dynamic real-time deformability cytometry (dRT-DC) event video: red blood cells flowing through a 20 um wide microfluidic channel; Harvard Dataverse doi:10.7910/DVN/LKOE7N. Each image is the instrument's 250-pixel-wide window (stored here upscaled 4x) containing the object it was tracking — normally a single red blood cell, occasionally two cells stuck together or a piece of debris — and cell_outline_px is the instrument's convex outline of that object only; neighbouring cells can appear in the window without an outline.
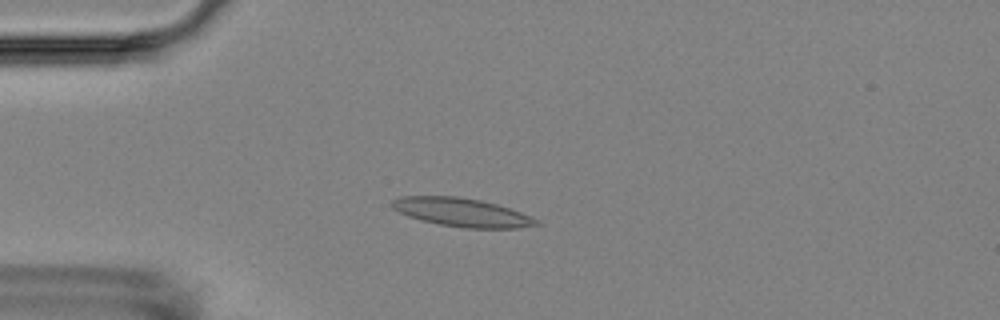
{"species": "Egyptian fruit bat (a non-hibernating species)", "species_latin": "Rousettus aegyptiacus", "temperature_condition": "room temperature", "stored_images_in_passage": 13, "camera_frame_rate_fps": 3000, "um_per_image_px": 0.085, "animal": {"sex": "female"}, "frame": {"image": 1, "passage_image": 3, "time_ms": 3.333, "image_size_px": [1000, 320], "cell_outline_px": [[544, 224], [520, 228], [464, 228], [440, 224], [420, 220], [408, 216], [392, 208], [388, 204], [392, 200], [400, 196], [456, 196], [480, 200], [496, 204], [520, 212], [540, 220]], "centroid_in_image_um": [39.26, 18.05], "position_along_channel_um": 45.7, "area_um2": 24.1}}
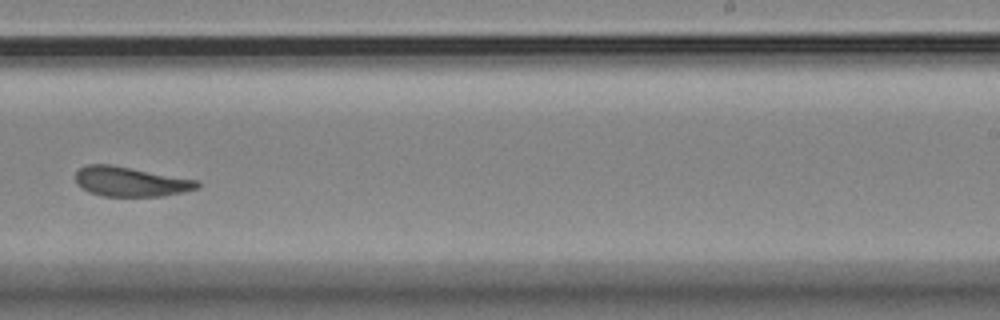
{"frame": {"image": 2, "passage_image": 9, "time_ms": 10.333, "image_size_px": [1000, 320], "cell_outline_px": [[200, 188], [184, 192], [164, 196], [100, 196], [88, 192], [80, 188], [76, 184], [76, 172], [80, 168], [88, 164], [112, 164], [196, 180], [200, 184]], "centroid_in_image_um": [11.07, 15.44], "position_along_channel_um": 277.9, "area_um2": 21.21}}
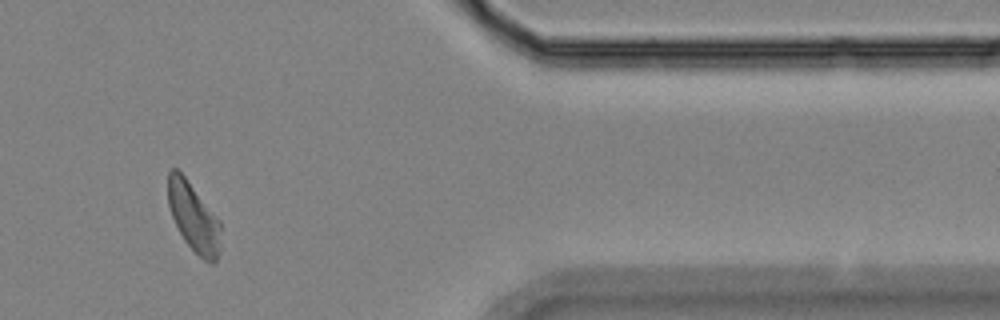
{"frame": {"image": 3, "passage_image": 12, "time_ms": 14.333, "image_size_px": [1000, 320], "cell_outline_px": [[220, 248], [216, 260], [212, 264], [204, 260], [184, 240], [172, 216], [168, 204], [168, 172], [172, 168], [176, 168], [184, 176], [220, 220]], "centroid_in_image_um": [16.46, 18.46], "position_along_channel_um": 394.9, "area_um2": 20.81}, "authors_computed_cell_mechanics": {"area_um2": 21.5594, "velocity_mm_per_s": 3.583, "shape_relaxation_time_tau1_ms": null, "shape_relaxation_time_tau2_ms": 2.1507, "deformation_change_tau1": null, "deformation_change_tau2": 0.0984}}